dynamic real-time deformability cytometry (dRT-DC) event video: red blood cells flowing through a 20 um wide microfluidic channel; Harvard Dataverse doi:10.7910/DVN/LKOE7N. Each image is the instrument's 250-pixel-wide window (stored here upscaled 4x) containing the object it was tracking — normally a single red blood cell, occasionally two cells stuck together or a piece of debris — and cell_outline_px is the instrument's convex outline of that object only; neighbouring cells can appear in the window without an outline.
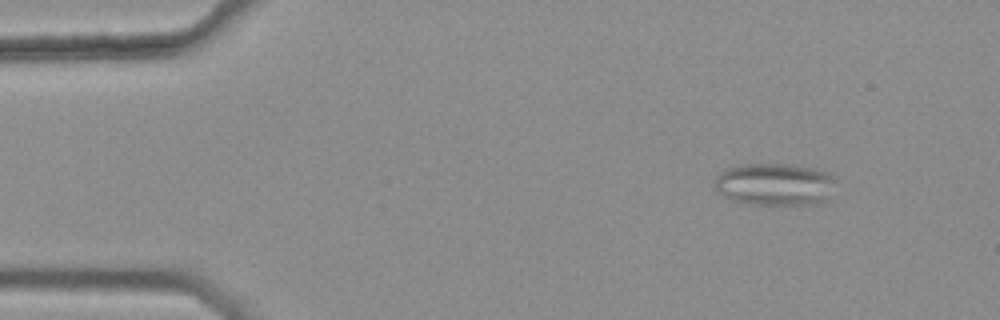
{"species": "common noctule bat (a hibernating species)", "species_latin": "Nyctalus noctula", "temperature_condition": "warm", "stored_images_in_passage": 41, "camera_frame_rate_fps": 3000, "um_per_image_px": 0.085, "animal": {"sex": "female", "body_mass_g": 25.1}, "frame": {"image": 1, "passage_image": 1, "time_ms": 0.0, "image_size_px": [1000, 320], "cell_outline_px": [[832, 180], [828, 200], [816, 204], [748, 204], [732, 200], [724, 196], [716, 188], [716, 176], [720, 172], [728, 168], [740, 164], [792, 164], [812, 168], [828, 172], [832, 176]], "centroid_in_image_um": [65.83, 15.66], "position_along_channel_um": 19.2, "area_um2": 29.59}}
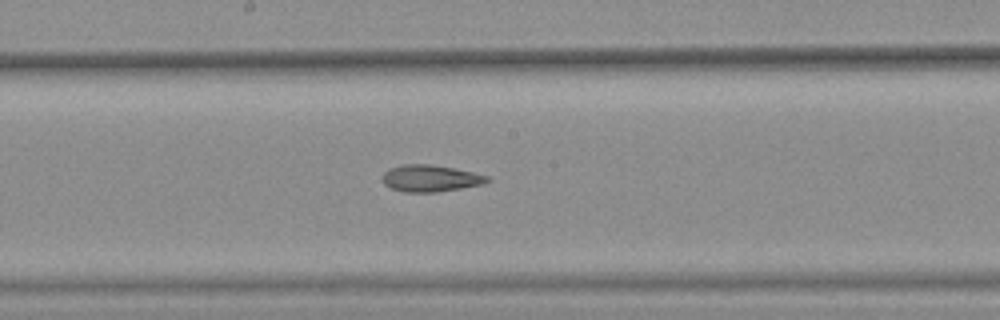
{"frame": {"image": 2, "passage_image": 23, "time_ms": 7.333, "image_size_px": [1000, 320], "cell_outline_px": [[492, 180], [484, 184], [436, 192], [404, 192], [392, 188], [384, 184], [380, 180], [380, 176], [388, 168], [404, 164], [428, 164], [452, 168], [472, 172], [488, 176]], "centroid_in_image_um": [36.54, 15.16], "position_along_channel_um": 211.7, "area_um2": 16.42}}
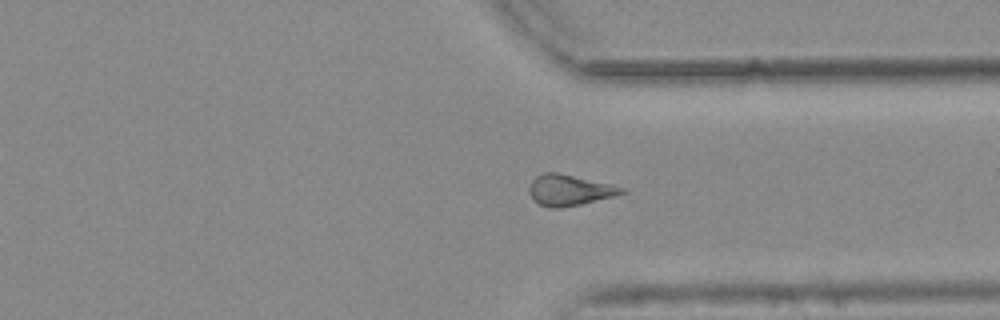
{"frame": {"image": 3, "passage_image": 35, "time_ms": 11.333, "image_size_px": [1000, 320], "cell_outline_px": [[628, 192], [616, 196], [580, 204], [560, 208], [552, 208], [540, 204], [532, 200], [528, 192], [528, 188], [532, 180], [536, 176], [544, 172], [556, 172], [612, 184], [624, 188]], "centroid_in_image_um": [48.39, 16.16], "position_along_channel_um": 363.0, "area_um2": 16.76}, "authors_computed_cell_mechanics": {"area_um2": 16.9354, "velocity_mm_per_s": 3.7837, "shape_relaxation_time_tau1_ms": null, "shape_relaxation_time_tau2_ms": 5.249, "deformation_change_tau1": null, "deformation_change_tau2": 0.1504}}